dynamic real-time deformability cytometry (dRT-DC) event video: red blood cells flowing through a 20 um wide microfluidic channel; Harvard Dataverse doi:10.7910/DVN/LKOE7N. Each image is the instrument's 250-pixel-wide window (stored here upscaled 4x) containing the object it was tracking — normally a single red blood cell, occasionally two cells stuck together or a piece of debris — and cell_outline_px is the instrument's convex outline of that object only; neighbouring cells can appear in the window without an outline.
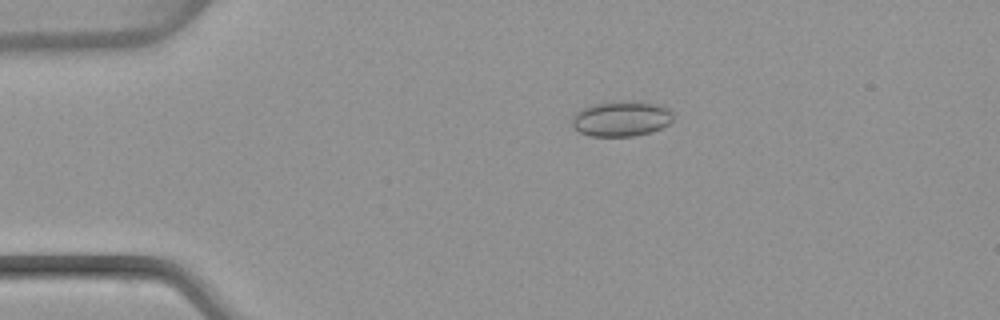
{"species": "common noctule bat (a hibernating species)", "species_latin": "Nyctalus noctula", "temperature_condition": "warm", "stored_images_in_passage": 50, "camera_frame_rate_fps": 3000, "um_per_image_px": 0.085, "animal": {"sex": "female", "body_mass_g": 22.7, "forearm_length_mm": 54.2}, "frame": {"image": 1, "passage_image": 10, "time_ms": 3.0, "image_size_px": [1000, 320], "cell_outline_px": [[672, 120], [668, 124], [652, 132], [636, 136], [588, 136], [572, 128], [572, 116], [580, 108], [596, 104], [652, 104], [668, 108], [672, 112]], "centroid_in_image_um": [52.75, 10.16], "position_along_channel_um": 32.3, "area_um2": 20.0}}
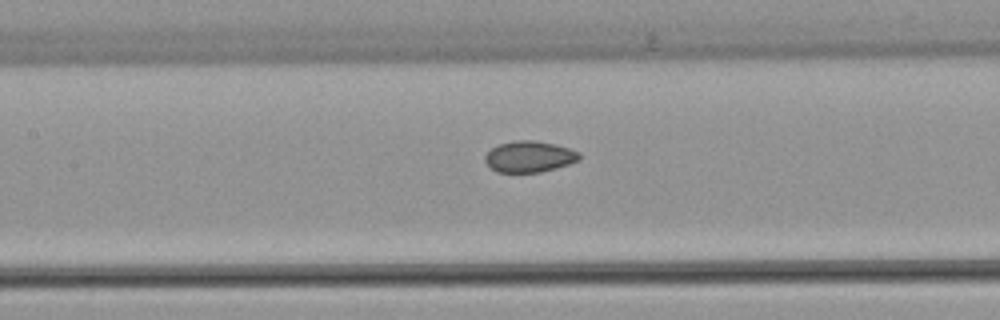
{"frame": {"image": 2, "passage_image": 23, "time_ms": 7.333, "image_size_px": [1000, 320], "cell_outline_px": [[580, 160], [556, 168], [540, 172], [496, 172], [484, 160], [484, 156], [492, 148], [500, 144], [516, 140], [536, 140], [556, 144], [580, 152]], "centroid_in_image_um": [45.01, 13.31], "position_along_channel_um": 162.4, "area_um2": 17.11}}
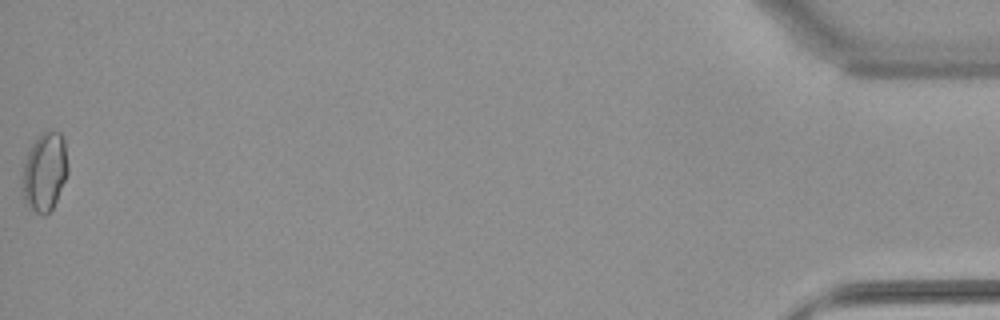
{"frame": {"image": 3, "passage_image": 50, "time_ms": 16.333, "image_size_px": [1000, 320], "cell_outline_px": [[68, 172], [56, 200], [52, 208], [44, 216], [40, 216], [24, 200], [20, 188], [24, 164], [28, 152], [32, 144], [48, 128], [60, 132], [64, 140], [68, 168]], "centroid_in_image_um": [3.79, 14.6], "position_along_channel_um": 431.4, "area_um2": 20.87}, "authors_computed_cell_mechanics": {"area_um2": 17.6579, "velocity_mm_per_s": 4.0933, "shape_relaxation_time_tau1_ms": null, "shape_relaxation_time_tau2_ms": 2.1051, "deformation_change_tau1": null, "deformation_change_tau2": 0.0473}}